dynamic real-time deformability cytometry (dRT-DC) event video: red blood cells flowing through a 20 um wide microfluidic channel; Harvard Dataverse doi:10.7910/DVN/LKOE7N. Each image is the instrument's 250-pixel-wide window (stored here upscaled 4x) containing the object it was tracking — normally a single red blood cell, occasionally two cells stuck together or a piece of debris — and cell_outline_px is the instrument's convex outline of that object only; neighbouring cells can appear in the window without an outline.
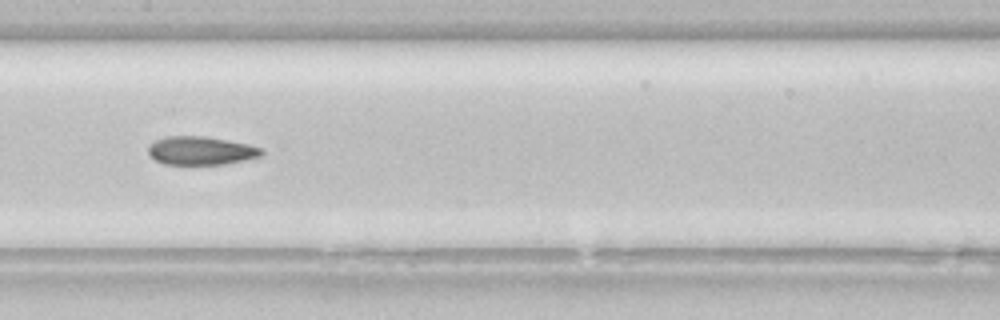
{"species": "common noctule bat (a hibernating species)", "species_latin": "Nyctalus noctula", "temperature_condition": "room temperature", "stored_images_in_passage": 39, "camera_frame_rate_fps": 3000, "um_per_image_px": 0.085, "animal": {"sex": "female", "body_mass_g": 22.7, "forearm_length_mm": 54.2}, "frame": {"image": 1, "passage_image": 12, "time_ms": 3.667, "image_size_px": [1000, 320], "cell_outline_px": [[264, 152], [260, 156], [244, 160], [224, 164], [164, 164], [156, 160], [148, 152], [148, 144], [164, 136], [204, 136], [248, 144], [264, 148]], "centroid_in_image_um": [17.07, 12.8], "position_along_channel_um": 190.3, "area_um2": 18.73}, "authors_computed_cell_mechanics": {"area_um2": 19.4786, "velocity_mm_per_s": 3.8433, "shape_relaxation_time_tau1_ms": null, "shape_relaxation_time_tau2_ms": 4.6552, "deformation_change_tau1": null, "deformation_change_tau2": 0.1428}}